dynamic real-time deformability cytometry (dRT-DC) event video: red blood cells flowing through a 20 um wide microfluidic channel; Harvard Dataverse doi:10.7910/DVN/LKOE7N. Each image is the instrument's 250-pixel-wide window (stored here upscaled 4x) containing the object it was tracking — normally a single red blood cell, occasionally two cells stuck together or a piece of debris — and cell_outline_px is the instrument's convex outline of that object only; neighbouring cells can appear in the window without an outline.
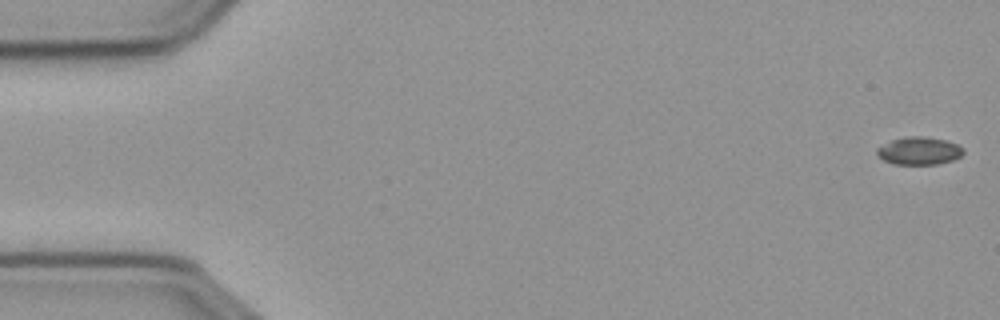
{"species": "common noctule bat (a hibernating species)", "species_latin": "Nyctalus noctula", "temperature_condition": "cold", "stored_images_in_passage": 56, "camera_frame_rate_fps": 3000, "um_per_image_px": 0.085, "animal": {"sex": "male", "body_mass_g": 23.1, "forearm_length_mm": 52.7}, "frame": {"image": 1, "passage_image": 1, "time_ms": 0.0, "image_size_px": [1000, 320], "cell_outline_px": [[964, 152], [960, 156], [952, 160], [936, 164], [892, 164], [884, 160], [876, 152], [876, 148], [892, 140], [908, 136], [924, 136], [944, 140], [956, 144], [964, 148]], "centroid_in_image_um": [78.12, 12.82], "position_along_channel_um": 6.9, "area_um2": 13.81}}
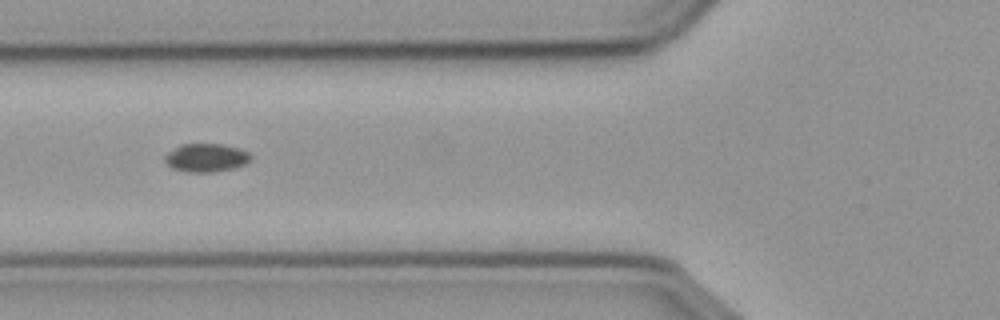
{"frame": {"image": 2, "passage_image": 21, "time_ms": 6.667, "image_size_px": [1000, 320], "cell_outline_px": [[252, 156], [244, 164], [232, 168], [212, 172], [188, 172], [172, 168], [164, 160], [164, 156], [168, 152], [180, 144], [220, 144], [240, 148], [248, 152]], "centroid_in_image_um": [17.49, 13.4], "position_along_channel_um": 108.3, "area_um2": 14.05}}
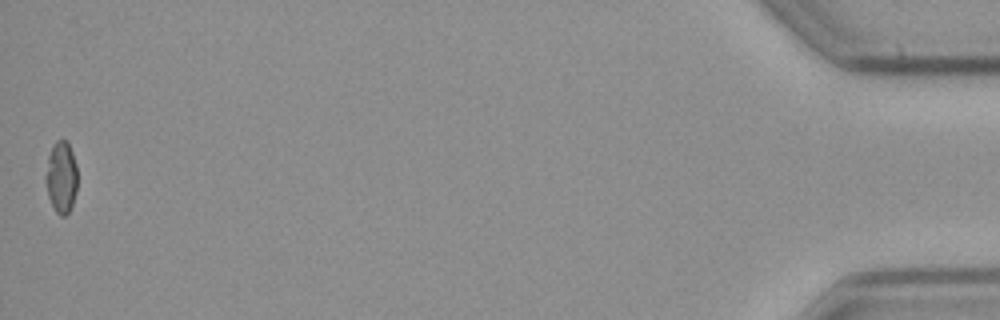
{"frame": {"image": 3, "passage_image": 56, "time_ms": 18.333, "image_size_px": [1000, 320], "cell_outline_px": [[76, 192], [72, 204], [68, 212], [64, 216], [60, 216], [56, 212], [48, 196], [44, 176], [48, 156], [52, 144], [56, 140], [64, 140], [68, 144], [72, 152], [76, 164]], "centroid_in_image_um": [5.18, 15.04], "position_along_channel_um": 430.0, "area_um2": 13.24}, "authors_computed_cell_mechanics": {"area_um2": 13.9876, "velocity_mm_per_s": 3.6482, "shape_relaxation_time_tau1_ms": null, "shape_relaxation_time_tau2_ms": 4.5481, "deformation_change_tau1": null, "deformation_change_tau2": 0.0611}}